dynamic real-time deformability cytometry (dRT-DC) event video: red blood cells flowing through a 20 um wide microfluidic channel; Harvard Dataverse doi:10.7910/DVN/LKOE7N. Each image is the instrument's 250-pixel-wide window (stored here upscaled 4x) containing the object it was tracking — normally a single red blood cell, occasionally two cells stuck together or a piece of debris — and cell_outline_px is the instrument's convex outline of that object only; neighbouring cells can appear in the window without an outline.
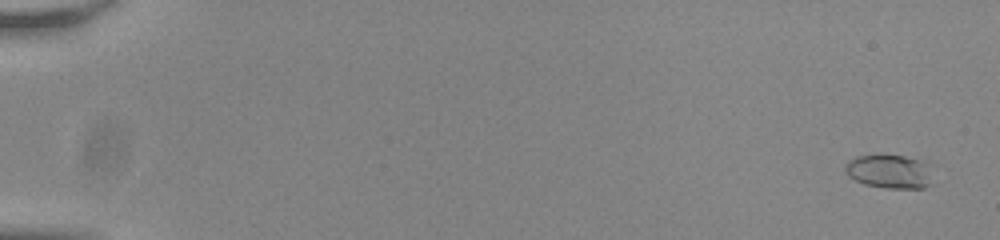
{"species": "common noctule bat (a hibernating species)", "species_latin": "Nyctalus noctula", "temperature_condition": "room temperature", "stored_images_in_passage": 57, "camera_frame_rate_fps": 3000, "um_per_image_px": 0.085, "animal": {"sex": "male", "body_mass_g": 20.0, "forearm_length_mm": 53.3}, "frame": {"image": 1, "passage_image": 3, "time_ms": 0.667, "image_size_px": [1000, 240], "cell_outline_px": [[932, 184], [924, 188], [884, 188], [864, 184], [848, 176], [844, 168], [844, 164], [856, 156], [904, 156], [920, 160], [928, 164]], "centroid_in_image_um": [75.6, 14.6], "position_along_channel_um": 9.4, "area_um2": 17.11}}
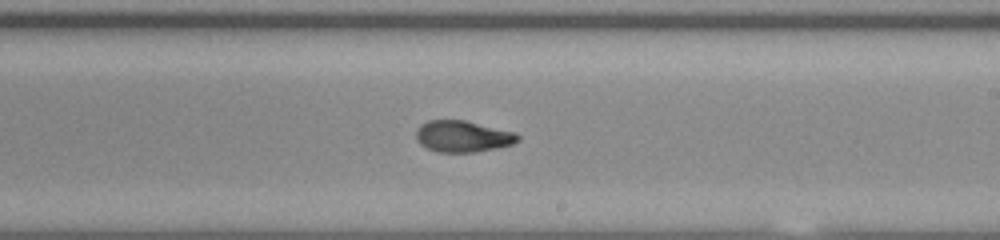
{"frame": {"image": 2, "passage_image": 36, "time_ms": 11.667, "image_size_px": [1000, 240], "cell_outline_px": [[520, 140], [512, 144], [472, 152], [440, 152], [428, 148], [420, 144], [416, 140], [416, 128], [420, 124], [428, 120], [464, 120], [512, 132], [520, 136]], "centroid_in_image_um": [39.27, 11.58], "position_along_channel_um": 249.7, "area_um2": 18.32}}
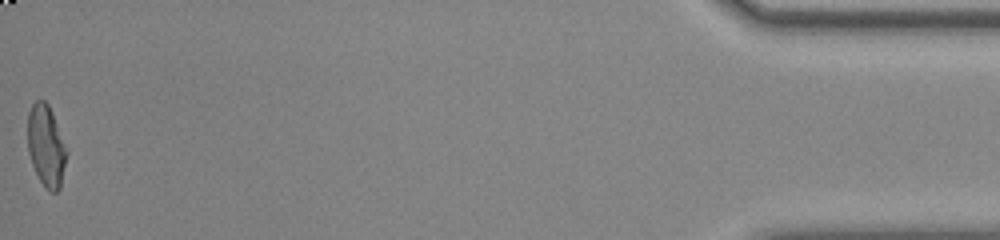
{"frame": {"image": 3, "passage_image": 57, "time_ms": 18.667, "image_size_px": [1000, 240], "cell_outline_px": [[68, 152], [60, 188], [56, 192], [52, 192], [44, 188], [32, 164], [28, 152], [28, 112], [32, 104], [36, 100], [44, 100], [48, 104], [52, 112]], "centroid_in_image_um": [3.92, 12.41], "position_along_channel_um": 431.3, "area_um2": 18.5}, "authors_computed_cell_mechanics": {"area_um2": 18.5538, "velocity_mm_per_s": 3.8229, "shape_relaxation_time_tau1_ms": null, "shape_relaxation_time_tau2_ms": 1.5859, "deformation_change_tau1": null, "deformation_change_tau2": 0.0736}}